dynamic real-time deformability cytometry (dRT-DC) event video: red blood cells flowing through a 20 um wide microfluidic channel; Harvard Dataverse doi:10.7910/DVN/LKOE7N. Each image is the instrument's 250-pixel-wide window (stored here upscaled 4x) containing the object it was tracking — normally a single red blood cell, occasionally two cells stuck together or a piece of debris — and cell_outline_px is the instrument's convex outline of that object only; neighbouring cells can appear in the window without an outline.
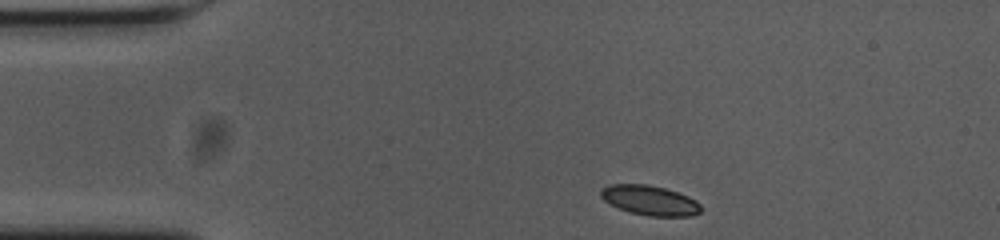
{"species": "common noctule bat (a hibernating species)", "species_latin": "Nyctalus noctula", "temperature_condition": "cold", "stored_images_in_passage": 46, "camera_frame_rate_fps": 3000, "um_per_image_px": 0.085, "animal": {"sex": "female", "body_mass_g": 23.0, "forearm_length_mm": 53.4}, "frame": {"image": 1, "passage_image": 1, "time_ms": 0.0, "image_size_px": [1000, 240], "cell_outline_px": [[704, 208], [700, 212], [692, 216], [648, 216], [628, 212], [604, 200], [600, 196], [600, 188], [608, 184], [648, 184], [664, 188], [688, 196], [696, 200]], "centroid_in_image_um": [55.24, 17.03], "position_along_channel_um": 29.8, "area_um2": 17.51}}
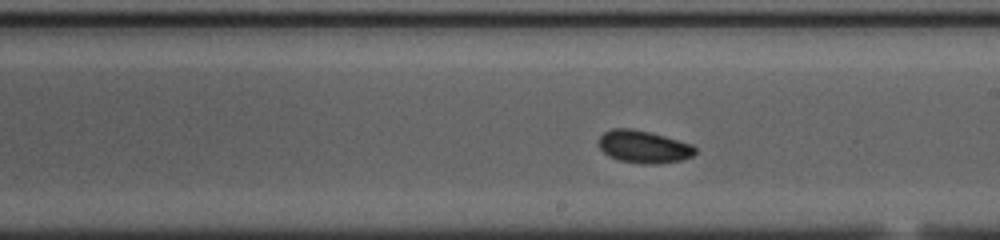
{"frame": {"image": 2, "passage_image": 22, "time_ms": 7.0, "image_size_px": [1000, 240], "cell_outline_px": [[696, 152], [692, 156], [680, 160], [656, 164], [644, 164], [620, 160], [608, 156], [596, 144], [600, 136], [604, 132], [612, 128], [632, 128], [664, 136], [692, 144], [696, 148]], "centroid_in_image_um": [54.67, 12.47], "position_along_channel_um": 234.3, "area_um2": 18.26}}
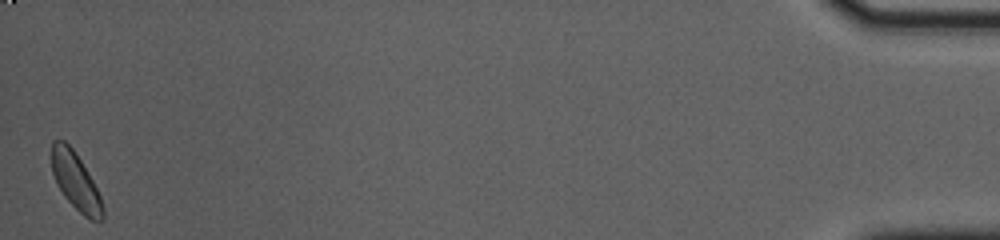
{"frame": {"image": 3, "passage_image": 46, "time_ms": 15.0, "image_size_px": [1000, 240], "cell_outline_px": [[104, 216], [100, 220], [92, 220], [84, 216], [64, 196], [56, 184], [52, 172], [52, 140], [64, 140], [72, 148], [80, 160], [92, 180], [100, 196], [104, 208]], "centroid_in_image_um": [6.42, 15.41], "position_along_channel_um": 428.8, "area_um2": 16.7}, "authors_computed_cell_mechanics": {"area_um2": 17.7157, "velocity_mm_per_s": 3.6592, "shape_relaxation_time_tau1_ms": 3.3831, "shape_relaxation_time_tau2_ms": 4.9184, "deformation_change_tau1": 0.075, "deformation_change_tau2": 0.0738}}